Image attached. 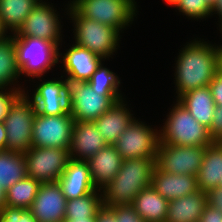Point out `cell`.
<instances>
[{
  "mask_svg": "<svg viewBox=\"0 0 222 222\" xmlns=\"http://www.w3.org/2000/svg\"><path fill=\"white\" fill-rule=\"evenodd\" d=\"M175 69L177 98L190 90L208 86L219 72V47L195 39L178 55Z\"/></svg>",
  "mask_w": 222,
  "mask_h": 222,
  "instance_id": "cell-1",
  "label": "cell"
},
{
  "mask_svg": "<svg viewBox=\"0 0 222 222\" xmlns=\"http://www.w3.org/2000/svg\"><path fill=\"white\" fill-rule=\"evenodd\" d=\"M155 160L156 157L123 160L119 172L101 189L102 204L133 205L136 195L151 185Z\"/></svg>",
  "mask_w": 222,
  "mask_h": 222,
  "instance_id": "cell-2",
  "label": "cell"
},
{
  "mask_svg": "<svg viewBox=\"0 0 222 222\" xmlns=\"http://www.w3.org/2000/svg\"><path fill=\"white\" fill-rule=\"evenodd\" d=\"M62 84L70 100L69 113L74 121H94L123 99L122 95H99L87 81L71 75L62 80Z\"/></svg>",
  "mask_w": 222,
  "mask_h": 222,
  "instance_id": "cell-3",
  "label": "cell"
},
{
  "mask_svg": "<svg viewBox=\"0 0 222 222\" xmlns=\"http://www.w3.org/2000/svg\"><path fill=\"white\" fill-rule=\"evenodd\" d=\"M167 116L165 125L159 132V143L208 146L214 142L209 129L200 124L178 100Z\"/></svg>",
  "mask_w": 222,
  "mask_h": 222,
  "instance_id": "cell-4",
  "label": "cell"
},
{
  "mask_svg": "<svg viewBox=\"0 0 222 222\" xmlns=\"http://www.w3.org/2000/svg\"><path fill=\"white\" fill-rule=\"evenodd\" d=\"M16 50L17 65L20 75L40 78L51 67L58 63L59 48L48 40L35 37L12 36Z\"/></svg>",
  "mask_w": 222,
  "mask_h": 222,
  "instance_id": "cell-5",
  "label": "cell"
},
{
  "mask_svg": "<svg viewBox=\"0 0 222 222\" xmlns=\"http://www.w3.org/2000/svg\"><path fill=\"white\" fill-rule=\"evenodd\" d=\"M68 11L70 12V18L74 20L75 24V43L81 47H85L103 59L111 57L110 55L115 52L116 47L119 45V30L95 20L82 17L71 5Z\"/></svg>",
  "mask_w": 222,
  "mask_h": 222,
  "instance_id": "cell-6",
  "label": "cell"
},
{
  "mask_svg": "<svg viewBox=\"0 0 222 222\" xmlns=\"http://www.w3.org/2000/svg\"><path fill=\"white\" fill-rule=\"evenodd\" d=\"M35 105L23 92L11 105L3 121L7 133L6 150L26 153L32 147Z\"/></svg>",
  "mask_w": 222,
  "mask_h": 222,
  "instance_id": "cell-7",
  "label": "cell"
},
{
  "mask_svg": "<svg viewBox=\"0 0 222 222\" xmlns=\"http://www.w3.org/2000/svg\"><path fill=\"white\" fill-rule=\"evenodd\" d=\"M70 5L82 16L109 25L117 30L124 29L135 16V0H73Z\"/></svg>",
  "mask_w": 222,
  "mask_h": 222,
  "instance_id": "cell-8",
  "label": "cell"
},
{
  "mask_svg": "<svg viewBox=\"0 0 222 222\" xmlns=\"http://www.w3.org/2000/svg\"><path fill=\"white\" fill-rule=\"evenodd\" d=\"M24 156L27 176L40 183L57 182L70 160V153L66 148L32 146Z\"/></svg>",
  "mask_w": 222,
  "mask_h": 222,
  "instance_id": "cell-9",
  "label": "cell"
},
{
  "mask_svg": "<svg viewBox=\"0 0 222 222\" xmlns=\"http://www.w3.org/2000/svg\"><path fill=\"white\" fill-rule=\"evenodd\" d=\"M206 146H178L159 143L155 166L171 174L197 176Z\"/></svg>",
  "mask_w": 222,
  "mask_h": 222,
  "instance_id": "cell-10",
  "label": "cell"
},
{
  "mask_svg": "<svg viewBox=\"0 0 222 222\" xmlns=\"http://www.w3.org/2000/svg\"><path fill=\"white\" fill-rule=\"evenodd\" d=\"M74 123L69 112L52 116L36 112L32 129V146L69 150Z\"/></svg>",
  "mask_w": 222,
  "mask_h": 222,
  "instance_id": "cell-11",
  "label": "cell"
},
{
  "mask_svg": "<svg viewBox=\"0 0 222 222\" xmlns=\"http://www.w3.org/2000/svg\"><path fill=\"white\" fill-rule=\"evenodd\" d=\"M141 121L134 120L114 144L124 159L156 157L159 132Z\"/></svg>",
  "mask_w": 222,
  "mask_h": 222,
  "instance_id": "cell-12",
  "label": "cell"
},
{
  "mask_svg": "<svg viewBox=\"0 0 222 222\" xmlns=\"http://www.w3.org/2000/svg\"><path fill=\"white\" fill-rule=\"evenodd\" d=\"M55 12L49 4L40 1L15 34L18 37L45 39L59 45L61 24Z\"/></svg>",
  "mask_w": 222,
  "mask_h": 222,
  "instance_id": "cell-13",
  "label": "cell"
},
{
  "mask_svg": "<svg viewBox=\"0 0 222 222\" xmlns=\"http://www.w3.org/2000/svg\"><path fill=\"white\" fill-rule=\"evenodd\" d=\"M66 202L58 182L41 183L29 211L37 222H64Z\"/></svg>",
  "mask_w": 222,
  "mask_h": 222,
  "instance_id": "cell-14",
  "label": "cell"
},
{
  "mask_svg": "<svg viewBox=\"0 0 222 222\" xmlns=\"http://www.w3.org/2000/svg\"><path fill=\"white\" fill-rule=\"evenodd\" d=\"M107 145L93 121H75L69 148L70 159L87 161Z\"/></svg>",
  "mask_w": 222,
  "mask_h": 222,
  "instance_id": "cell-15",
  "label": "cell"
},
{
  "mask_svg": "<svg viewBox=\"0 0 222 222\" xmlns=\"http://www.w3.org/2000/svg\"><path fill=\"white\" fill-rule=\"evenodd\" d=\"M33 104L40 115H62L69 112L70 100L63 91L62 80H47L33 94Z\"/></svg>",
  "mask_w": 222,
  "mask_h": 222,
  "instance_id": "cell-16",
  "label": "cell"
},
{
  "mask_svg": "<svg viewBox=\"0 0 222 222\" xmlns=\"http://www.w3.org/2000/svg\"><path fill=\"white\" fill-rule=\"evenodd\" d=\"M57 182L67 200L86 196L96 190L87 161L70 159Z\"/></svg>",
  "mask_w": 222,
  "mask_h": 222,
  "instance_id": "cell-17",
  "label": "cell"
},
{
  "mask_svg": "<svg viewBox=\"0 0 222 222\" xmlns=\"http://www.w3.org/2000/svg\"><path fill=\"white\" fill-rule=\"evenodd\" d=\"M151 186L170 201L198 191L197 176L178 175L153 169Z\"/></svg>",
  "mask_w": 222,
  "mask_h": 222,
  "instance_id": "cell-18",
  "label": "cell"
},
{
  "mask_svg": "<svg viewBox=\"0 0 222 222\" xmlns=\"http://www.w3.org/2000/svg\"><path fill=\"white\" fill-rule=\"evenodd\" d=\"M123 160L114 145H107L87 160L96 189L101 190L115 177Z\"/></svg>",
  "mask_w": 222,
  "mask_h": 222,
  "instance_id": "cell-19",
  "label": "cell"
},
{
  "mask_svg": "<svg viewBox=\"0 0 222 222\" xmlns=\"http://www.w3.org/2000/svg\"><path fill=\"white\" fill-rule=\"evenodd\" d=\"M123 102V99L117 101L108 111L93 121L108 145H114L118 137L135 120Z\"/></svg>",
  "mask_w": 222,
  "mask_h": 222,
  "instance_id": "cell-20",
  "label": "cell"
},
{
  "mask_svg": "<svg viewBox=\"0 0 222 222\" xmlns=\"http://www.w3.org/2000/svg\"><path fill=\"white\" fill-rule=\"evenodd\" d=\"M207 205V193L198 190L170 200L165 222H199Z\"/></svg>",
  "mask_w": 222,
  "mask_h": 222,
  "instance_id": "cell-21",
  "label": "cell"
},
{
  "mask_svg": "<svg viewBox=\"0 0 222 222\" xmlns=\"http://www.w3.org/2000/svg\"><path fill=\"white\" fill-rule=\"evenodd\" d=\"M102 60V57L92 53L85 47L74 44L64 54L62 63L68 75L88 82L102 63Z\"/></svg>",
  "mask_w": 222,
  "mask_h": 222,
  "instance_id": "cell-22",
  "label": "cell"
},
{
  "mask_svg": "<svg viewBox=\"0 0 222 222\" xmlns=\"http://www.w3.org/2000/svg\"><path fill=\"white\" fill-rule=\"evenodd\" d=\"M222 181V142L214 141L205 148V153L197 175L198 190L208 192Z\"/></svg>",
  "mask_w": 222,
  "mask_h": 222,
  "instance_id": "cell-23",
  "label": "cell"
},
{
  "mask_svg": "<svg viewBox=\"0 0 222 222\" xmlns=\"http://www.w3.org/2000/svg\"><path fill=\"white\" fill-rule=\"evenodd\" d=\"M177 100L200 124L210 128L216 105L208 86L190 90Z\"/></svg>",
  "mask_w": 222,
  "mask_h": 222,
  "instance_id": "cell-24",
  "label": "cell"
},
{
  "mask_svg": "<svg viewBox=\"0 0 222 222\" xmlns=\"http://www.w3.org/2000/svg\"><path fill=\"white\" fill-rule=\"evenodd\" d=\"M168 203L169 201L150 185L136 195L132 206L144 222H165Z\"/></svg>",
  "mask_w": 222,
  "mask_h": 222,
  "instance_id": "cell-25",
  "label": "cell"
},
{
  "mask_svg": "<svg viewBox=\"0 0 222 222\" xmlns=\"http://www.w3.org/2000/svg\"><path fill=\"white\" fill-rule=\"evenodd\" d=\"M40 0H0V19L7 30L16 33Z\"/></svg>",
  "mask_w": 222,
  "mask_h": 222,
  "instance_id": "cell-26",
  "label": "cell"
},
{
  "mask_svg": "<svg viewBox=\"0 0 222 222\" xmlns=\"http://www.w3.org/2000/svg\"><path fill=\"white\" fill-rule=\"evenodd\" d=\"M26 176L27 169L24 154L0 150V185L8 189Z\"/></svg>",
  "mask_w": 222,
  "mask_h": 222,
  "instance_id": "cell-27",
  "label": "cell"
},
{
  "mask_svg": "<svg viewBox=\"0 0 222 222\" xmlns=\"http://www.w3.org/2000/svg\"><path fill=\"white\" fill-rule=\"evenodd\" d=\"M40 185L39 181L29 176L17 181L7 189L5 206L29 210Z\"/></svg>",
  "mask_w": 222,
  "mask_h": 222,
  "instance_id": "cell-28",
  "label": "cell"
},
{
  "mask_svg": "<svg viewBox=\"0 0 222 222\" xmlns=\"http://www.w3.org/2000/svg\"><path fill=\"white\" fill-rule=\"evenodd\" d=\"M96 189L86 196L67 200L64 222H70L74 219L96 218V213L102 204V192L100 195Z\"/></svg>",
  "mask_w": 222,
  "mask_h": 222,
  "instance_id": "cell-29",
  "label": "cell"
},
{
  "mask_svg": "<svg viewBox=\"0 0 222 222\" xmlns=\"http://www.w3.org/2000/svg\"><path fill=\"white\" fill-rule=\"evenodd\" d=\"M20 76L12 36L0 41V89H5Z\"/></svg>",
  "mask_w": 222,
  "mask_h": 222,
  "instance_id": "cell-30",
  "label": "cell"
},
{
  "mask_svg": "<svg viewBox=\"0 0 222 222\" xmlns=\"http://www.w3.org/2000/svg\"><path fill=\"white\" fill-rule=\"evenodd\" d=\"M90 87L99 95H121L118 87L120 80L114 72L102 66L92 74L88 81Z\"/></svg>",
  "mask_w": 222,
  "mask_h": 222,
  "instance_id": "cell-31",
  "label": "cell"
},
{
  "mask_svg": "<svg viewBox=\"0 0 222 222\" xmlns=\"http://www.w3.org/2000/svg\"><path fill=\"white\" fill-rule=\"evenodd\" d=\"M174 6L194 19L206 18L212 14V7L206 0H178Z\"/></svg>",
  "mask_w": 222,
  "mask_h": 222,
  "instance_id": "cell-32",
  "label": "cell"
},
{
  "mask_svg": "<svg viewBox=\"0 0 222 222\" xmlns=\"http://www.w3.org/2000/svg\"><path fill=\"white\" fill-rule=\"evenodd\" d=\"M0 222H37L29 210L5 206L0 211Z\"/></svg>",
  "mask_w": 222,
  "mask_h": 222,
  "instance_id": "cell-33",
  "label": "cell"
},
{
  "mask_svg": "<svg viewBox=\"0 0 222 222\" xmlns=\"http://www.w3.org/2000/svg\"><path fill=\"white\" fill-rule=\"evenodd\" d=\"M0 90V122H3L10 110L11 105L25 91H22L21 88L16 87L15 90L11 89L9 92L3 91L4 89Z\"/></svg>",
  "mask_w": 222,
  "mask_h": 222,
  "instance_id": "cell-34",
  "label": "cell"
},
{
  "mask_svg": "<svg viewBox=\"0 0 222 222\" xmlns=\"http://www.w3.org/2000/svg\"><path fill=\"white\" fill-rule=\"evenodd\" d=\"M117 222H144L132 205L111 206Z\"/></svg>",
  "mask_w": 222,
  "mask_h": 222,
  "instance_id": "cell-35",
  "label": "cell"
},
{
  "mask_svg": "<svg viewBox=\"0 0 222 222\" xmlns=\"http://www.w3.org/2000/svg\"><path fill=\"white\" fill-rule=\"evenodd\" d=\"M209 132L213 141L222 142V106H215Z\"/></svg>",
  "mask_w": 222,
  "mask_h": 222,
  "instance_id": "cell-36",
  "label": "cell"
},
{
  "mask_svg": "<svg viewBox=\"0 0 222 222\" xmlns=\"http://www.w3.org/2000/svg\"><path fill=\"white\" fill-rule=\"evenodd\" d=\"M215 105L222 106V73L219 71L208 85Z\"/></svg>",
  "mask_w": 222,
  "mask_h": 222,
  "instance_id": "cell-37",
  "label": "cell"
},
{
  "mask_svg": "<svg viewBox=\"0 0 222 222\" xmlns=\"http://www.w3.org/2000/svg\"><path fill=\"white\" fill-rule=\"evenodd\" d=\"M199 222H222V211L207 203Z\"/></svg>",
  "mask_w": 222,
  "mask_h": 222,
  "instance_id": "cell-38",
  "label": "cell"
},
{
  "mask_svg": "<svg viewBox=\"0 0 222 222\" xmlns=\"http://www.w3.org/2000/svg\"><path fill=\"white\" fill-rule=\"evenodd\" d=\"M207 203L222 211V188L216 187L207 192Z\"/></svg>",
  "mask_w": 222,
  "mask_h": 222,
  "instance_id": "cell-39",
  "label": "cell"
},
{
  "mask_svg": "<svg viewBox=\"0 0 222 222\" xmlns=\"http://www.w3.org/2000/svg\"><path fill=\"white\" fill-rule=\"evenodd\" d=\"M96 222H117L114 210L102 205L96 213Z\"/></svg>",
  "mask_w": 222,
  "mask_h": 222,
  "instance_id": "cell-40",
  "label": "cell"
},
{
  "mask_svg": "<svg viewBox=\"0 0 222 222\" xmlns=\"http://www.w3.org/2000/svg\"><path fill=\"white\" fill-rule=\"evenodd\" d=\"M7 133L3 122H0V150H6Z\"/></svg>",
  "mask_w": 222,
  "mask_h": 222,
  "instance_id": "cell-41",
  "label": "cell"
},
{
  "mask_svg": "<svg viewBox=\"0 0 222 222\" xmlns=\"http://www.w3.org/2000/svg\"><path fill=\"white\" fill-rule=\"evenodd\" d=\"M216 12L220 17L221 27L222 28V0H216L214 5L212 6V13Z\"/></svg>",
  "mask_w": 222,
  "mask_h": 222,
  "instance_id": "cell-42",
  "label": "cell"
},
{
  "mask_svg": "<svg viewBox=\"0 0 222 222\" xmlns=\"http://www.w3.org/2000/svg\"><path fill=\"white\" fill-rule=\"evenodd\" d=\"M6 193H7V189L3 187V185H0V211L5 207Z\"/></svg>",
  "mask_w": 222,
  "mask_h": 222,
  "instance_id": "cell-43",
  "label": "cell"
},
{
  "mask_svg": "<svg viewBox=\"0 0 222 222\" xmlns=\"http://www.w3.org/2000/svg\"><path fill=\"white\" fill-rule=\"evenodd\" d=\"M7 29L3 25L1 19H0V41L7 39L9 36L6 35ZM5 35V36H4Z\"/></svg>",
  "mask_w": 222,
  "mask_h": 222,
  "instance_id": "cell-44",
  "label": "cell"
},
{
  "mask_svg": "<svg viewBox=\"0 0 222 222\" xmlns=\"http://www.w3.org/2000/svg\"><path fill=\"white\" fill-rule=\"evenodd\" d=\"M70 222H96V218L74 219Z\"/></svg>",
  "mask_w": 222,
  "mask_h": 222,
  "instance_id": "cell-45",
  "label": "cell"
},
{
  "mask_svg": "<svg viewBox=\"0 0 222 222\" xmlns=\"http://www.w3.org/2000/svg\"><path fill=\"white\" fill-rule=\"evenodd\" d=\"M219 71L222 73V47H219Z\"/></svg>",
  "mask_w": 222,
  "mask_h": 222,
  "instance_id": "cell-46",
  "label": "cell"
},
{
  "mask_svg": "<svg viewBox=\"0 0 222 222\" xmlns=\"http://www.w3.org/2000/svg\"><path fill=\"white\" fill-rule=\"evenodd\" d=\"M165 1H166V3L174 6L178 0H165Z\"/></svg>",
  "mask_w": 222,
  "mask_h": 222,
  "instance_id": "cell-47",
  "label": "cell"
},
{
  "mask_svg": "<svg viewBox=\"0 0 222 222\" xmlns=\"http://www.w3.org/2000/svg\"><path fill=\"white\" fill-rule=\"evenodd\" d=\"M208 2V4L212 7L214 5V3L216 2V0H206Z\"/></svg>",
  "mask_w": 222,
  "mask_h": 222,
  "instance_id": "cell-48",
  "label": "cell"
},
{
  "mask_svg": "<svg viewBox=\"0 0 222 222\" xmlns=\"http://www.w3.org/2000/svg\"><path fill=\"white\" fill-rule=\"evenodd\" d=\"M219 187L222 188V181H219Z\"/></svg>",
  "mask_w": 222,
  "mask_h": 222,
  "instance_id": "cell-49",
  "label": "cell"
}]
</instances>
